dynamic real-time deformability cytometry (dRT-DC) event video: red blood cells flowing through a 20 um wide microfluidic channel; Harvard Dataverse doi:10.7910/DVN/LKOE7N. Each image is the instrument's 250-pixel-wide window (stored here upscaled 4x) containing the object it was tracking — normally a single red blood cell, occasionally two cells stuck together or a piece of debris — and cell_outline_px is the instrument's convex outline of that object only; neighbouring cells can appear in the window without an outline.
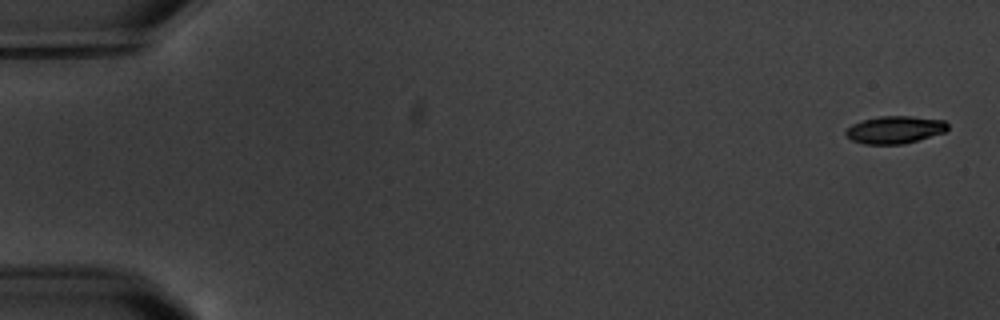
{"species": "common noctule bat (a hibernating species)", "species_latin": "Nyctalus noctula", "temperature_condition": "warm", "stored_images_in_passage": 8, "camera_frame_rate_fps": 3000, "um_per_image_px": 0.085, "animal": {"sex": "male", "body_mass_g": 20.1, "forearm_length_mm": 53.5}, "frame": {"image": 1, "passage_image": 1, "time_ms": 0.0, "image_size_px": [1000, 320], "cell_outline_px": [[948, 128], [944, 132], [904, 144], [864, 144], [852, 140], [844, 132], [852, 124], [864, 120], [880, 116], [912, 116], [944, 120], [948, 124]], "centroid_in_image_um": [76.07, 11.02], "position_along_channel_um": 8.9, "area_um2": 16.18}}
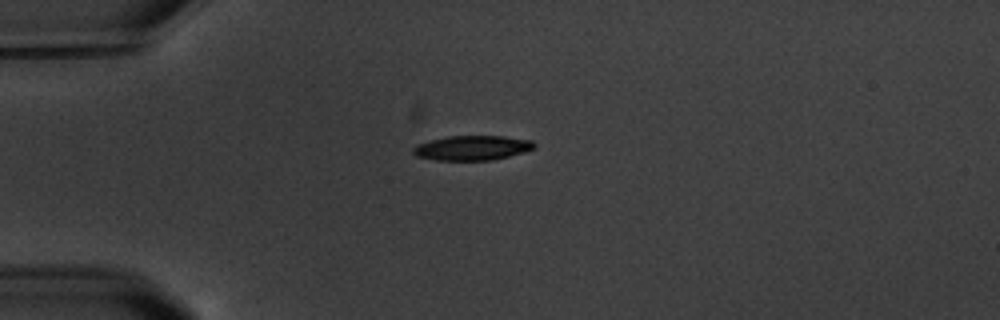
{"frame": {"image": 2, "passage_image": 5, "time_ms": 4.667, "image_size_px": [1000, 320], "cell_outline_px": [[536, 148], [508, 156], [492, 160], [436, 160], [416, 156], [412, 152], [412, 148], [416, 144], [448, 136], [504, 136], [532, 140], [536, 144]], "centroid_in_image_um": [40.13, 12.57], "position_along_channel_um": 44.9, "area_um2": 17.4}}
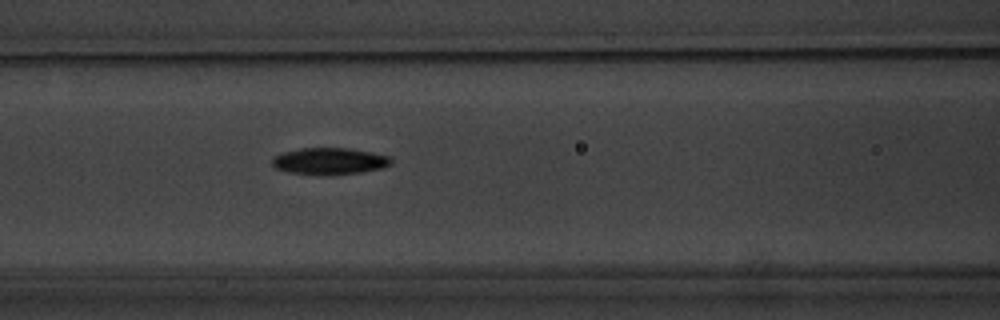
{"frame": {"image": 3, "passage_image": 8, "time_ms": 8.0, "image_size_px": [1000, 320], "cell_outline_px": [[392, 164], [384, 168], [364, 172], [332, 176], [324, 176], [288, 172], [272, 168], [272, 160], [276, 156], [284, 152], [300, 148], [352, 148], [388, 156], [392, 160]], "centroid_in_image_um": [28.02, 13.72], "position_along_channel_um": 138.6, "area_um2": 18.96}}